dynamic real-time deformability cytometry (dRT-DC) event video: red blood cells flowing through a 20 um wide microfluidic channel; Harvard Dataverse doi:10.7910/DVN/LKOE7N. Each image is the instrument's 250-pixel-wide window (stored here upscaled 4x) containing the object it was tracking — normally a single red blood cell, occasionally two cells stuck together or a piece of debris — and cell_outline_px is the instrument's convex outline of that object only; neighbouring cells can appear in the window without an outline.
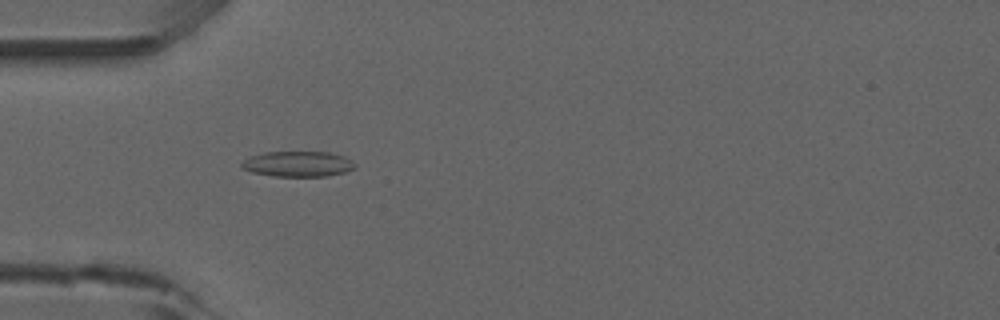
{"species": "common noctule bat (a hibernating species)", "species_latin": "Nyctalus noctula", "temperature_condition": "room temperature", "stored_images_in_passage": 5, "camera_frame_rate_fps": 3000, "um_per_image_px": 0.085, "animal": {"sex": "male", "forearm_length_mm": 52.5}, "frame": {"image": 1, "passage_image": 4, "time_ms": 4.667, "image_size_px": [1000, 320], "cell_outline_px": [[356, 168], [344, 172], [328, 176], [272, 176], [252, 172], [240, 168], [240, 164], [248, 156], [264, 152], [328, 152], [344, 156], [352, 160], [356, 164]], "centroid_in_image_um": [25.3, 13.93], "position_along_channel_um": 59.7, "area_um2": 16.99}}
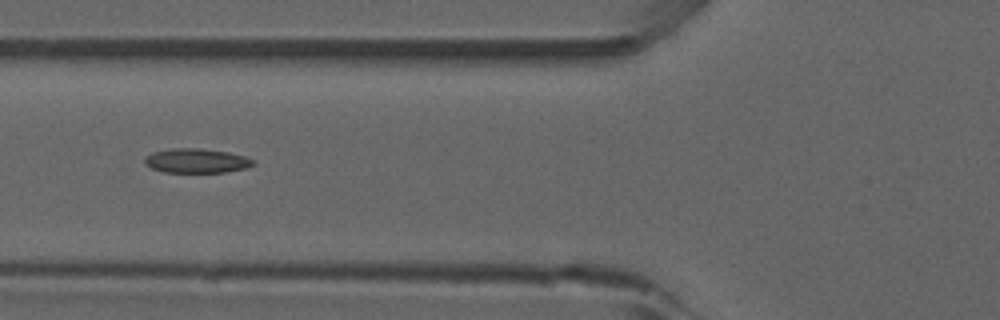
{"frame": {"image": 2, "passage_image": 5, "time_ms": 6.0, "image_size_px": [1000, 320], "cell_outline_px": [[256, 164], [248, 168], [224, 172], [164, 172], [152, 168], [144, 164], [144, 156], [152, 152], [168, 148], [200, 148], [228, 152], [244, 156], [256, 160]], "centroid_in_image_um": [16.7, 13.66], "position_along_channel_um": 109.1, "area_um2": 15.66}}